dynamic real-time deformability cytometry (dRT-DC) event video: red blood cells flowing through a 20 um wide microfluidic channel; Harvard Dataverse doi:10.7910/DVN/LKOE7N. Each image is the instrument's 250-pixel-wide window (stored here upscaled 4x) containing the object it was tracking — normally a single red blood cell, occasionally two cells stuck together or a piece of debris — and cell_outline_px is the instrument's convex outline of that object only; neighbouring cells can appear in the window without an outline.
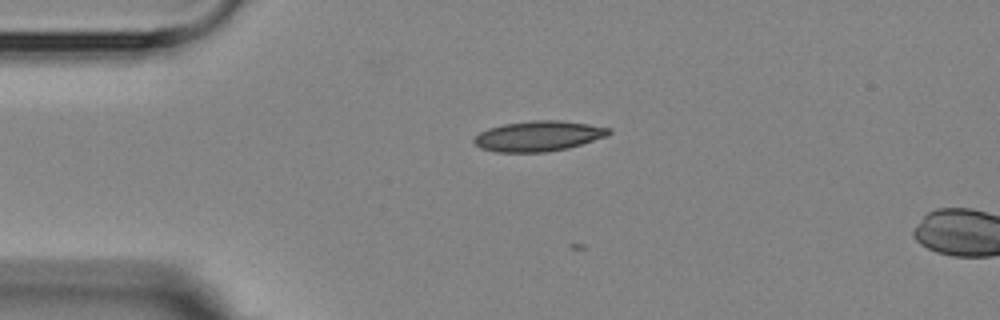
{"species": "Egyptian fruit bat (a non-hibernating species)", "species_latin": "Rousettus aegyptiacus", "temperature_condition": "room temperature", "stored_images_in_passage": 4, "segment_of_instrument_passage": [1, 2], "camera_frame_rate_fps": 3000, "um_per_image_px": 0.085, "animal": {"sex": "female"}, "frame": {"image": 1, "passage_image": 2, "time_ms": 1.0, "image_size_px": [1000, 320], "cell_outline_px": [[612, 132], [608, 136], [568, 148], [548, 152], [496, 152], [480, 148], [472, 140], [480, 132], [488, 128], [504, 124], [532, 120], [560, 120], [588, 124], [612, 128]], "centroid_in_image_um": [45.79, 11.56], "position_along_channel_um": 39.2, "area_um2": 23.93}}